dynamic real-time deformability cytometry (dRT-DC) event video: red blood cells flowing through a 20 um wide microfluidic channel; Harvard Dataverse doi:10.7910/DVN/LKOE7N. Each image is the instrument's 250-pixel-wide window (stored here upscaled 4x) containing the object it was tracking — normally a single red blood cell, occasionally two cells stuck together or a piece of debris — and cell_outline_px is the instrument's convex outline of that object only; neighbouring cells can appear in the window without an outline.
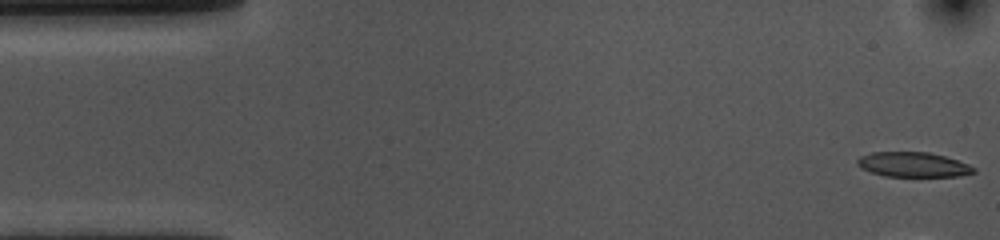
{"species": "common noctule bat (a hibernating species)", "species_latin": "Nyctalus noctula", "temperature_condition": "cold", "stored_images_in_passage": 10, "camera_frame_rate_fps": 3000, "um_per_image_px": 0.085, "animal": {"sex": "female", "body_mass_g": 10.0, "forearm_length_mm": 53.1}, "frame": {"image": 1, "passage_image": 1, "time_ms": 0.0, "image_size_px": [1000, 240], "cell_outline_px": [[976, 172], [960, 176], [884, 176], [860, 168], [856, 164], [856, 160], [860, 156], [872, 152], [928, 152], [944, 156], [968, 164], [976, 168]], "centroid_in_image_um": [77.6, 13.99], "position_along_channel_um": 7.4, "area_um2": 16.82}}